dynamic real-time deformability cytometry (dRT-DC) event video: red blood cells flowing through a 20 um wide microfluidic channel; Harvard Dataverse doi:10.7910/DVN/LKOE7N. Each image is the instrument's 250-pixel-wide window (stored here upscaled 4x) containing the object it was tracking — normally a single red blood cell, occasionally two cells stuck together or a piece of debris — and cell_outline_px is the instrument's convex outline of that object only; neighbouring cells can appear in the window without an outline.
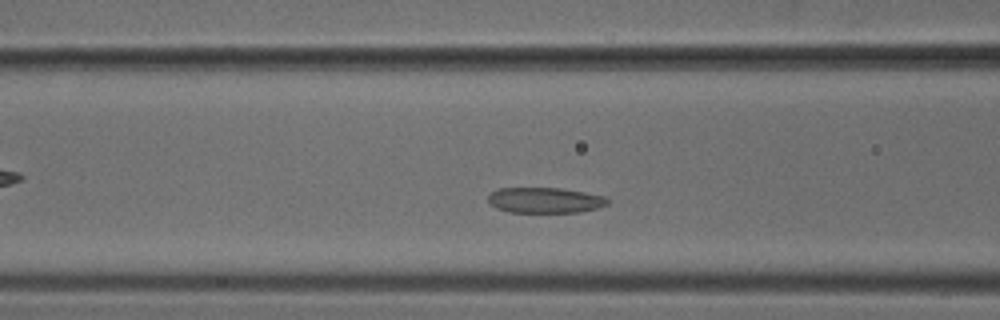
{"species": "common noctule bat (a hibernating species)", "species_latin": "Nyctalus noctula", "temperature_condition": "cold", "stored_images_in_passage": 41, "camera_frame_rate_fps": 3000, "um_per_image_px": 0.085, "animal": {"sex": "male", "body_mass_g": 18.8}, "frame": {"image": 1, "passage_image": 10, "time_ms": 3.0, "image_size_px": [1000, 320], "cell_outline_px": [[612, 200], [608, 204], [596, 208], [580, 212], [508, 212], [496, 208], [488, 204], [488, 196], [492, 192], [500, 188], [560, 188], [584, 192], [604, 196]], "centroid_in_image_um": [46.32, 17.02], "position_along_channel_um": 120.3, "area_um2": 17.86}}
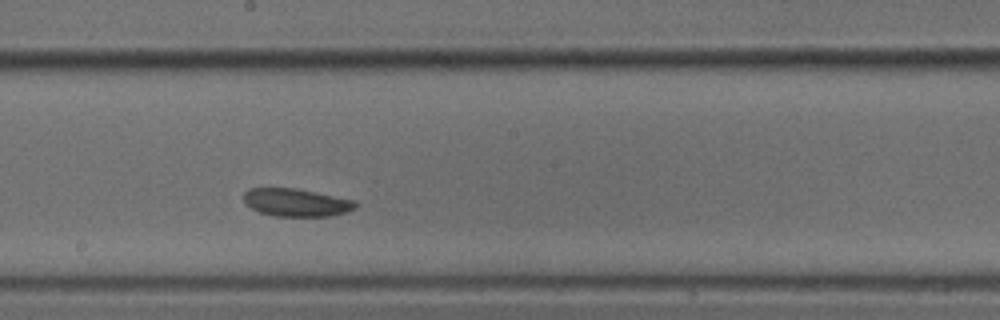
{"frame": {"image": 2, "passage_image": 18, "time_ms": 5.667, "image_size_px": [1000, 320], "cell_outline_px": [[360, 204], [356, 208], [348, 212], [332, 216], [276, 216], [260, 212], [252, 208], [244, 200], [244, 192], [248, 188], [296, 188], [356, 200]], "centroid_in_image_um": [25.26, 17.21], "position_along_channel_um": 222.9, "area_um2": 18.26}}
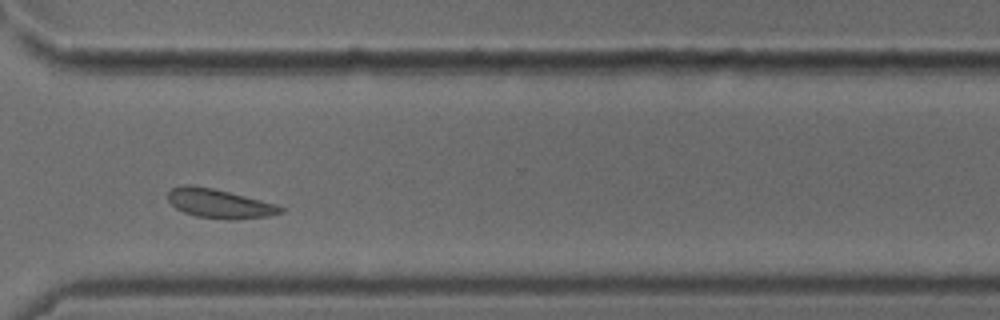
{"frame": {"image": 3, "passage_image": 28, "time_ms": 9.0, "image_size_px": [1000, 320], "cell_outline_px": [[284, 212], [268, 216], [232, 220], [228, 220], [196, 216], [184, 212], [176, 208], [168, 200], [168, 192], [172, 188], [184, 184], [192, 184], [212, 188], [276, 204], [284, 208]], "centroid_in_image_um": [18.63, 17.3], "position_along_channel_um": 352.0, "area_um2": 19.02}}